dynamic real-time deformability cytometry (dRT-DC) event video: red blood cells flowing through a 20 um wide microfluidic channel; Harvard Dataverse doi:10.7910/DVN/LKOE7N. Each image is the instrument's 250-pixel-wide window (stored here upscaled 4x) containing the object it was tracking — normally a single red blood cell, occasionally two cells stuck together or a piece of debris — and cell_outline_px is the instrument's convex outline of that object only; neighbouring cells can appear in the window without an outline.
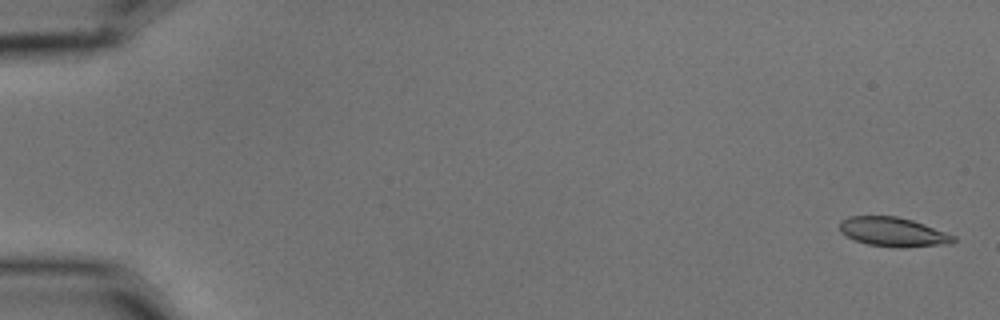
{"species": "common noctule bat (a hibernating species)", "species_latin": "Nyctalus noctula", "temperature_condition": "cold", "stored_images_in_passage": 6, "camera_frame_rate_fps": 3000, "um_per_image_px": 0.085, "animal": {"sex": "male", "body_mass_g": 15.6}, "frame": {"image": 1, "passage_image": 1, "time_ms": 0.0, "image_size_px": [1000, 320], "cell_outline_px": [[956, 240], [952, 244], [904, 248], [896, 248], [868, 244], [856, 240], [840, 232], [840, 220], [848, 216], [896, 216], [912, 220], [924, 224], [956, 236]], "centroid_in_image_um": [75.95, 19.72], "position_along_channel_um": 9.1, "area_um2": 19.54}}
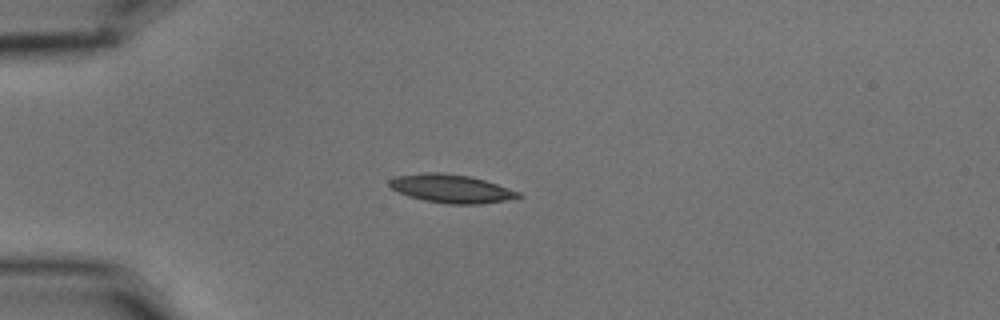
{"frame": {"image": 2, "passage_image": 5, "time_ms": 1.333, "image_size_px": [1000, 320], "cell_outline_px": [[524, 196], [504, 200], [480, 204], [448, 204], [424, 200], [408, 196], [392, 188], [388, 184], [388, 180], [396, 176], [424, 172], [444, 172], [468, 176], [484, 180], [520, 192]], "centroid_in_image_um": [38.33, 16.03], "position_along_channel_um": 46.7, "area_um2": 21.21}}